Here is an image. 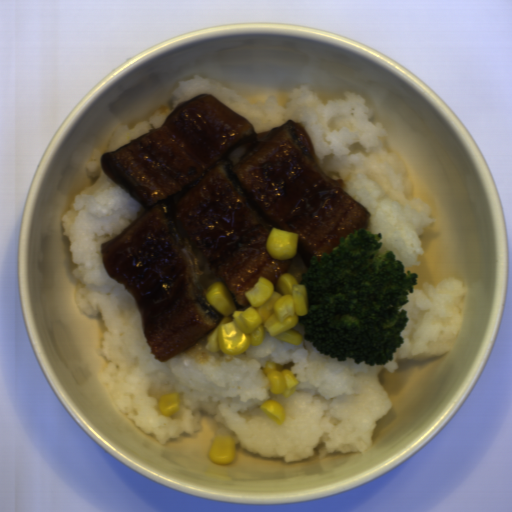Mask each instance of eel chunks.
<instances>
[{
	"label": "eel chunks",
	"instance_id": "1",
	"mask_svg": "<svg viewBox=\"0 0 512 512\" xmlns=\"http://www.w3.org/2000/svg\"><path fill=\"white\" fill-rule=\"evenodd\" d=\"M100 165L140 204L100 246L101 261L135 301L145 342L161 362L225 318L206 298L212 284H225L244 311L245 292L260 277L276 289L293 260L309 270L370 220L344 179L322 170L304 125L288 120L256 133L213 95L176 105L160 127L105 151ZM273 227L299 234L292 259L269 255Z\"/></svg>",
	"mask_w": 512,
	"mask_h": 512
}]
</instances>
